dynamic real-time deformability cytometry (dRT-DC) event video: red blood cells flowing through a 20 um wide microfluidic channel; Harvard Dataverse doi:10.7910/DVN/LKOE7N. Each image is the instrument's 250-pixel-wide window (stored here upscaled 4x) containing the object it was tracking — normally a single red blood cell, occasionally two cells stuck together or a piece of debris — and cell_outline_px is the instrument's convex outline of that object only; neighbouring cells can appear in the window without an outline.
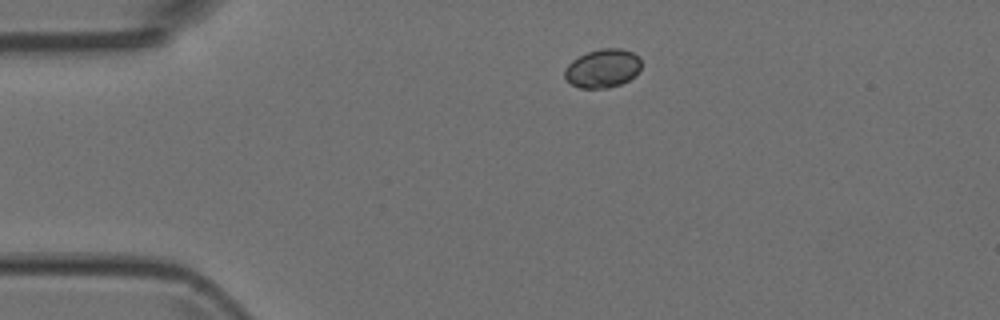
{"species": "Egyptian fruit bat (a non-hibernating species)", "species_latin": "Rousettus aegyptiacus", "temperature_condition": "room temperature", "stored_images_in_passage": 2, "camera_frame_rate_fps": 3000, "um_per_image_px": 0.085, "animal": {"sex": "female"}, "frame": {"image": 1, "passage_image": 1, "time_ms": 0.0, "image_size_px": [1000, 320], "cell_outline_px": [[640, 68], [628, 80], [620, 84], [608, 88], [580, 88], [572, 84], [564, 76], [564, 72], [568, 64], [572, 60], [588, 52], [604, 48], [620, 48], [632, 52], [640, 60]], "centroid_in_image_um": [51.2, 5.81], "position_along_channel_um": 33.8, "area_um2": 16.88}}